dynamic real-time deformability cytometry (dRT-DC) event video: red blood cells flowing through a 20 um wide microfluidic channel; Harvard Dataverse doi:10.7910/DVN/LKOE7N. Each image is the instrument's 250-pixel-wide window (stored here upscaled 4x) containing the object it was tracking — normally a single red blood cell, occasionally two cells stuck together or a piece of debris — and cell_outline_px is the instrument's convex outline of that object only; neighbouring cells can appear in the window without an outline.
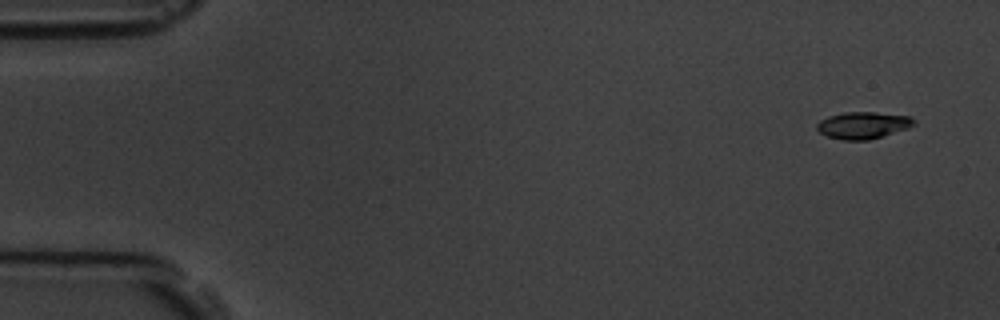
{"species": "common noctule bat (a hibernating species)", "species_latin": "Nyctalus noctula", "temperature_condition": "room temperature", "stored_images_in_passage": 5, "camera_frame_rate_fps": 3000, "um_per_image_px": 0.085, "animal": {"sex": "male", "body_mass_g": 19.5, "forearm_length_mm": 54.6}, "frame": {"image": 1, "passage_image": 1, "time_ms": 0.0, "image_size_px": [1000, 320], "cell_outline_px": [[916, 124], [908, 128], [868, 140], [844, 140], [828, 136], [820, 132], [816, 128], [816, 124], [820, 120], [828, 116], [844, 112], [876, 112], [908, 116], [916, 120]], "centroid_in_image_um": [73.36, 10.64], "position_along_channel_um": 11.6, "area_um2": 15.14}}
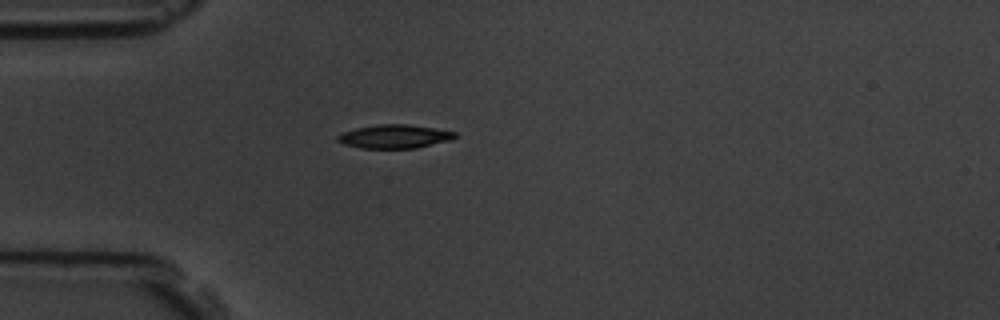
{"frame": {"image": 2, "passage_image": 5, "time_ms": 4.333, "image_size_px": [1000, 320], "cell_outline_px": [[460, 136], [448, 140], [416, 148], [360, 148], [344, 144], [336, 140], [336, 136], [340, 132], [356, 128], [376, 124], [408, 124], [456, 132]], "centroid_in_image_um": [33.48, 11.59], "position_along_channel_um": 51.5, "area_um2": 16.18}}